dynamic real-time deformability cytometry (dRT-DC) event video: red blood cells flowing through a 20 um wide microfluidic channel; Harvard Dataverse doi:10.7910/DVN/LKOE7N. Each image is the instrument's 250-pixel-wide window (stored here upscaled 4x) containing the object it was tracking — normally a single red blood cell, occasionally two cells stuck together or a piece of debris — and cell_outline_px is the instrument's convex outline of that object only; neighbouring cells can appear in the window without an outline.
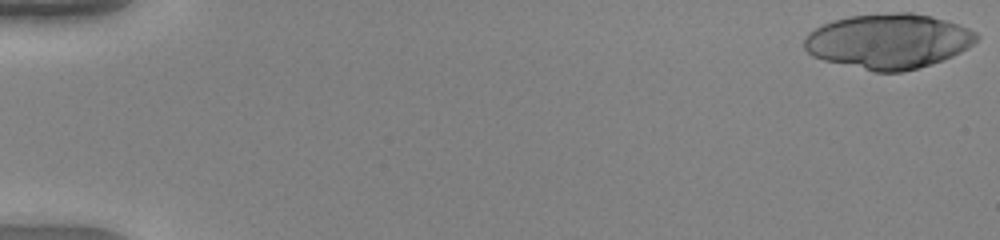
{"species": "human", "species_latin": "Homo sapiens", "temperature_condition": "warm", "stored_images_in_passage": 50, "camera_frame_rate_fps": 3000, "um_per_image_px": 0.085, "donor": {"sex": "female"}, "frame": {"image": 1, "passage_image": 1, "time_ms": 0.0, "image_size_px": [1000, 240], "cell_outline_px": [[980, 36], [968, 48], [944, 60], [904, 72], [876, 72], [824, 60], [812, 56], [804, 48], [804, 40], [808, 32], [832, 20], [848, 16], [896, 12], [912, 12], [932, 16], [968, 28], [976, 32]], "centroid_in_image_um": [75.52, 3.5], "position_along_channel_um": 9.5, "area_um2": 55.14}}
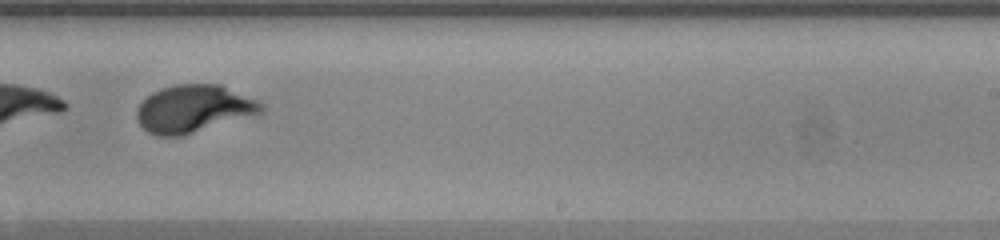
{"frame": {"image": 2, "passage_image": 33, "time_ms": 10.667, "image_size_px": [1000, 240], "cell_outline_px": [[264, 108], [256, 116], [180, 136], [156, 136], [148, 132], [136, 120], [136, 108], [152, 92], [160, 88], [176, 84], [220, 84], [256, 100], [264, 104]], "centroid_in_image_um": [16.46, 9.25], "position_along_channel_um": 272.5, "area_um2": 34.68}}
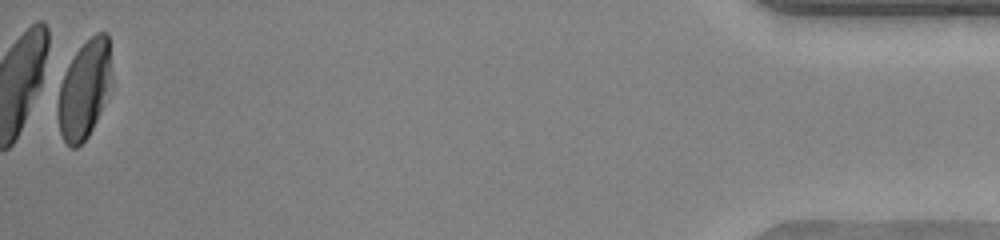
{"frame": {"image": 3, "passage_image": 50, "time_ms": 16.333, "image_size_px": [1000, 240], "cell_outline_px": [[112, 84], [96, 120], [88, 136], [76, 148], [72, 148], [64, 140], [60, 132], [56, 116], [56, 84], [68, 64], [76, 52], [96, 32], [108, 32], [112, 76]], "centroid_in_image_um": [7.12, 7.59], "position_along_channel_um": 428.1, "area_um2": 31.44}, "authors_computed_cell_mechanics": {"area_um2": 34.7378, "velocity_mm_per_s": 4.1862, "shape_relaxation_time_tau1_ms": 3.6043, "shape_relaxation_time_tau2_ms": null, "deformation_change_tau1": 0.2209, "deformation_change_tau2": null}}